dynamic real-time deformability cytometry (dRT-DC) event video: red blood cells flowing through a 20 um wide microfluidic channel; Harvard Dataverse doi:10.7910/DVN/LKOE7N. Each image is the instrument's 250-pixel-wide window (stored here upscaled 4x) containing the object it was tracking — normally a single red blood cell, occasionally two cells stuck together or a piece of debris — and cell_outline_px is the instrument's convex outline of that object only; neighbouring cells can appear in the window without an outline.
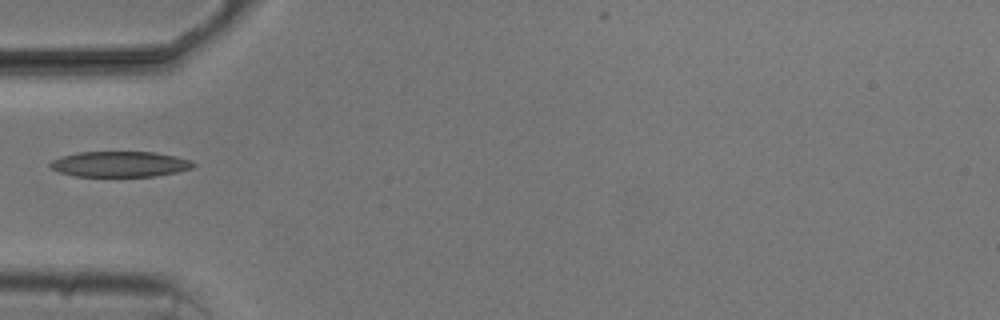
{"species": "common noctule bat (a hibernating species)", "species_latin": "Nyctalus noctula", "temperature_condition": "cold", "stored_images_in_passage": 6, "camera_frame_rate_fps": 3000, "um_per_image_px": 0.085, "animal": {"sex": "male", "body_mass_g": 20.5, "forearm_length_mm": 52.5}, "frame": {"image": 1, "passage_image": 5, "time_ms": 5.333, "image_size_px": [1000, 320], "cell_outline_px": [[196, 164], [192, 168], [176, 172], [156, 176], [76, 176], [60, 172], [52, 168], [48, 164], [52, 160], [60, 156], [76, 152], [156, 152], [176, 156], [192, 160]], "centroid_in_image_um": [10.2, 13.94], "position_along_channel_um": 74.8, "area_um2": 21.39}}